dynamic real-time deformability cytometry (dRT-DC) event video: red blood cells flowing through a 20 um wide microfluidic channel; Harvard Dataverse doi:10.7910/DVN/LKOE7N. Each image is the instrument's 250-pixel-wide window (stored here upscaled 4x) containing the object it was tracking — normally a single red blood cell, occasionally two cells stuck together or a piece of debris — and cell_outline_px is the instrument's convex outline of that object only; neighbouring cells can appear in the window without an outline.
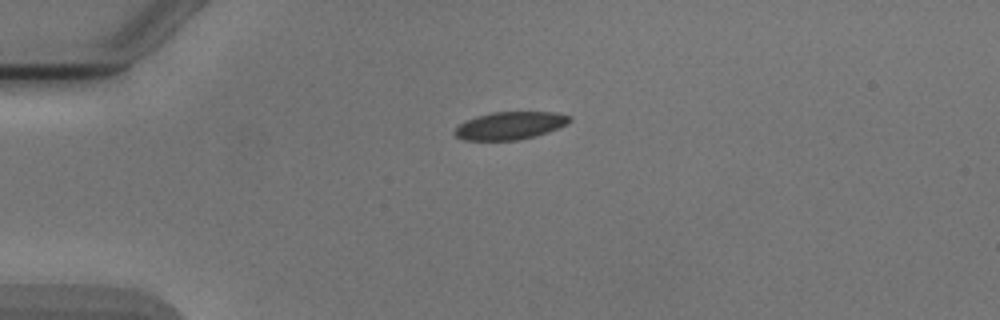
{"species": "Egyptian fruit bat (a non-hibernating species)", "species_latin": "Rousettus aegyptiacus", "temperature_condition": "cold", "stored_images_in_passage": 2, "camera_frame_rate_fps": 3000, "um_per_image_px": 0.085, "animal": {"sex": "male"}, "frame": {"image": 1, "passage_image": 1, "time_ms": 0.0, "image_size_px": [1000, 320], "cell_outline_px": [[572, 120], [548, 132], [536, 136], [520, 140], [464, 140], [456, 136], [452, 132], [460, 124], [476, 116], [492, 112], [556, 112], [572, 116]], "centroid_in_image_um": [43.35, 10.67], "position_along_channel_um": 41.6, "area_um2": 18.5}}